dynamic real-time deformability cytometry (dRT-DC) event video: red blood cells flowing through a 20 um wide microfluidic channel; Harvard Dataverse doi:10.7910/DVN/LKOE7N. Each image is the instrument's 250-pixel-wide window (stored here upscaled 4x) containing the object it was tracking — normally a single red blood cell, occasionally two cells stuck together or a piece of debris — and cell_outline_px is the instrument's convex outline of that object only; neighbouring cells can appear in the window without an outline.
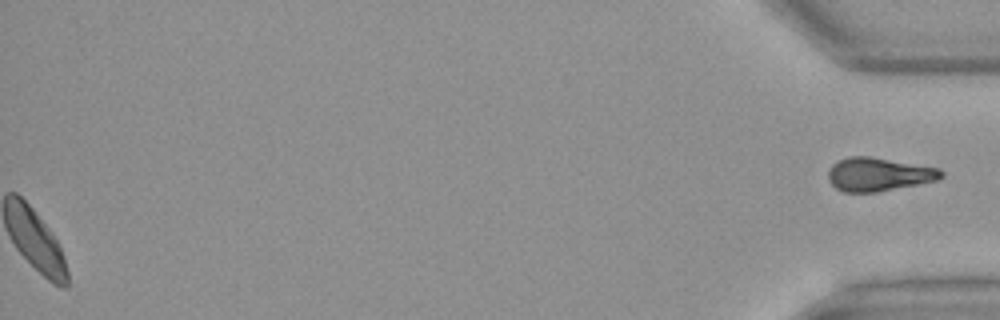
{"species": "Egyptian fruit bat (a non-hibernating species)", "species_latin": "Rousettus aegyptiacus", "temperature_condition": "warm", "stored_images_in_passage": 47, "segment_of_instrument_passage": [2, 2], "camera_frame_rate_fps": 3000, "um_per_image_px": 0.085, "animal": {"sex": "female"}, "frame": {"image": 1, "passage_image": 47, "time_ms": 15.333, "image_size_px": [1000, 320], "cell_outline_px": [[944, 176], [936, 180], [876, 192], [844, 192], [836, 188], [828, 180], [828, 172], [832, 164], [836, 160], [848, 156], [868, 156], [940, 168], [944, 172]], "centroid_in_image_um": [74.65, 14.81], "position_along_channel_um": 360.6, "area_um2": 21.96}}